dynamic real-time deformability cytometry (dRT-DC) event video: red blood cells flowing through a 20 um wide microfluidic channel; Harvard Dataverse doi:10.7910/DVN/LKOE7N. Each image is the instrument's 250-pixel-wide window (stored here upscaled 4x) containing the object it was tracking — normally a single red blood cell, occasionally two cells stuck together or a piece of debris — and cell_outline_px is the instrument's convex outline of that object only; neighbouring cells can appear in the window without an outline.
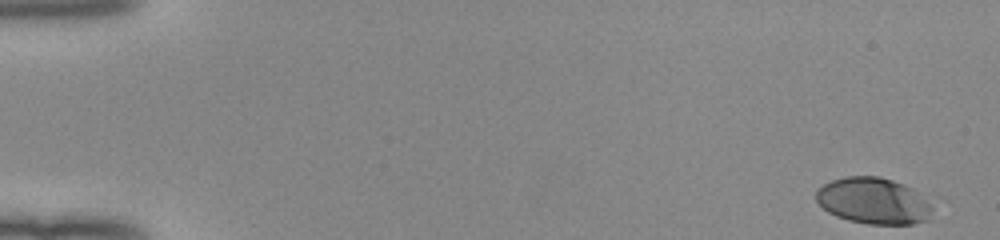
{"species": "human", "species_latin": "Homo sapiens", "temperature_condition": "room temperature", "stored_images_in_passage": 51, "camera_frame_rate_fps": 3000, "um_per_image_px": 0.085, "donor": {"sex": "female"}, "frame": {"image": 1, "passage_image": 1, "time_ms": 0.0, "image_size_px": [1000, 240], "cell_outline_px": [[932, 208], [928, 220], [912, 224], [868, 224], [848, 220], [836, 216], [828, 212], [816, 200], [816, 188], [832, 180], [844, 176], [880, 176], [904, 184], [912, 188]], "centroid_in_image_um": [74.19, 17.07], "position_along_channel_um": 10.8, "area_um2": 31.21}}
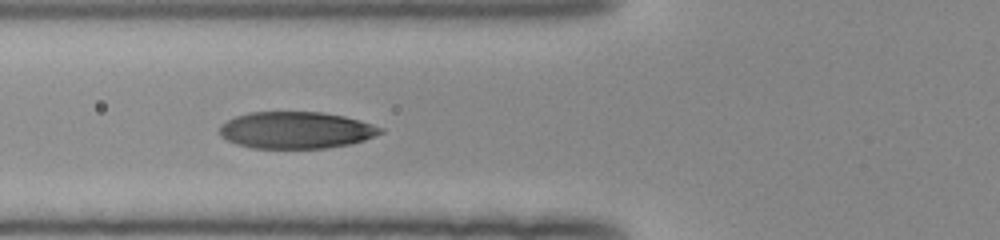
{"frame": {"image": 2, "passage_image": 20, "time_ms": 6.333, "image_size_px": [1000, 240], "cell_outline_px": [[384, 132], [376, 136], [352, 144], [324, 148], [252, 148], [236, 144], [220, 136], [220, 124], [236, 116], [248, 112], [324, 112], [344, 116], [360, 120], [384, 128]], "centroid_in_image_um": [25.18, 11.06], "position_along_channel_um": 100.6, "area_um2": 34.74}}
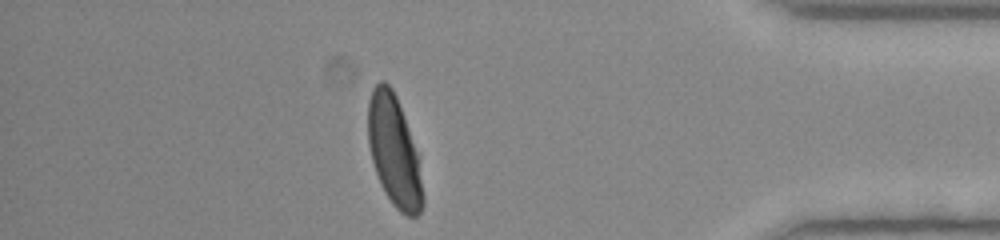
{"frame": {"image": 3, "passage_image": 45, "time_ms": 14.667, "image_size_px": [1000, 240], "cell_outline_px": [[424, 204], [420, 212], [416, 216], [408, 216], [400, 212], [392, 204], [384, 192], [380, 184], [372, 160], [368, 144], [368, 100], [372, 88], [380, 80], [384, 80], [392, 88], [396, 96], [416, 152], [424, 196]], "centroid_in_image_um": [33.47, 12.86], "position_along_channel_um": 401.7, "area_um2": 34.91}, "authors_computed_cell_mechanics": {"area_um2": 35.3158, "velocity_mm_per_s": 4.0071, "shape_relaxation_time_tau1_ms": 2.6342, "shape_relaxation_time_tau2_ms": null, "deformation_change_tau1": 0.1675, "deformation_change_tau2": null}}